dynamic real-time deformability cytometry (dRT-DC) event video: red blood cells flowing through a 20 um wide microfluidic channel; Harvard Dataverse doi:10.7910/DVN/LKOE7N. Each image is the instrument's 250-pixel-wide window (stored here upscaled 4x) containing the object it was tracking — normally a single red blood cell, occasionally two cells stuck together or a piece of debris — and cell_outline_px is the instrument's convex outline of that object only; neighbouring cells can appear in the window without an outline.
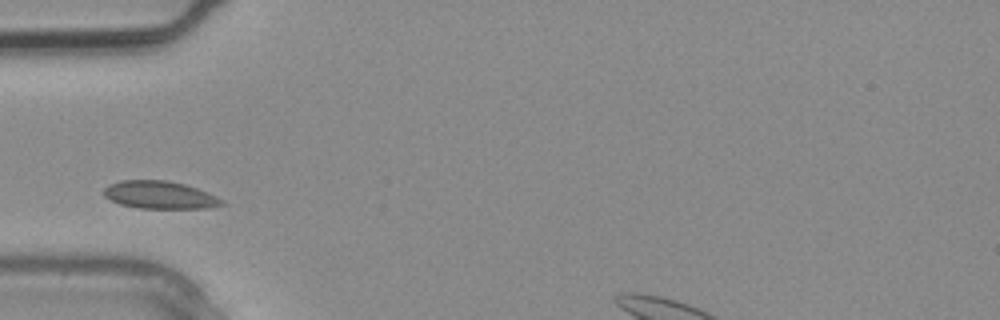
{"species": "common noctule bat (a hibernating species)", "species_latin": "Nyctalus noctula", "temperature_condition": "warm", "stored_images_in_passage": 1, "camera_frame_rate_fps": 3000, "um_per_image_px": 0.085, "animal": {"sex": "male", "body_mass_g": 20.4}, "frame": {"image": 1, "passage_image": 1, "time_ms": 0.0, "image_size_px": [1000, 320], "cell_outline_px": [[228, 204], [208, 208], [140, 208], [120, 204], [104, 196], [104, 188], [120, 180], [164, 180], [184, 184], [208, 192], [224, 200]], "centroid_in_image_um": [13.63, 16.57], "position_along_channel_um": 71.4, "area_um2": 18.96}}